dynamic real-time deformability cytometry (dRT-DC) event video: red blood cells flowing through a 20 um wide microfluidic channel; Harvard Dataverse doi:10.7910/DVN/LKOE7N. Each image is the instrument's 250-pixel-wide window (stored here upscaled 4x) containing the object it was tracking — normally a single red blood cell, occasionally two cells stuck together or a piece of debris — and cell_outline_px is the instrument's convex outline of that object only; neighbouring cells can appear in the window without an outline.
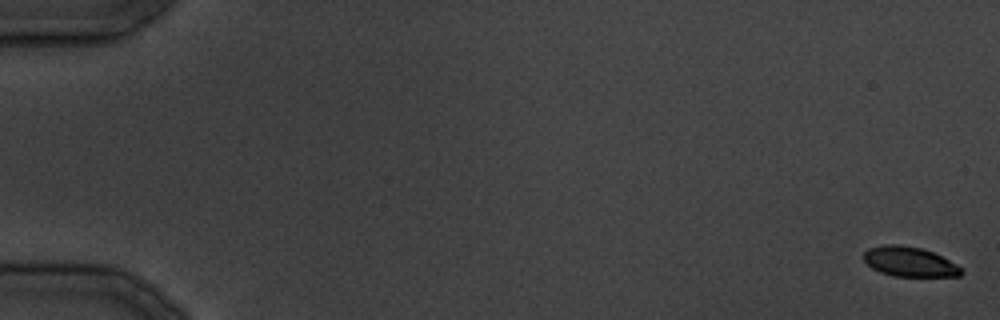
{"species": "common noctule bat (a hibernating species)", "species_latin": "Nyctalus noctula", "temperature_condition": "cold", "stored_images_in_passage": 36, "camera_frame_rate_fps": 3000, "um_per_image_px": 0.085, "animal": {"sex": "male", "body_mass_g": 19.5, "forearm_length_mm": 54.6}, "frame": {"image": 1, "passage_image": 1, "time_ms": 0.0, "image_size_px": [1000, 320], "cell_outline_px": [[964, 272], [960, 276], [892, 276], [880, 272], [872, 268], [864, 260], [864, 252], [868, 248], [880, 244], [900, 244], [920, 248], [932, 252], [948, 260], [960, 268]], "centroid_in_image_um": [77.25, 22.24], "position_along_channel_um": 7.7, "area_um2": 16.82}}
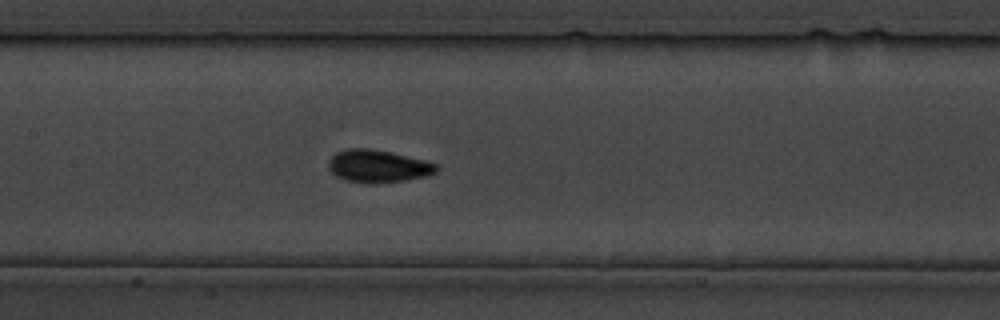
{"frame": {"image": 2, "passage_image": 18, "time_ms": 21.0, "image_size_px": [1000, 320], "cell_outline_px": [[440, 168], [436, 172], [424, 176], [404, 180], [344, 180], [336, 176], [328, 168], [328, 160], [336, 152], [348, 148], [372, 148], [392, 152], [424, 160], [436, 164]], "centroid_in_image_um": [32.11, 14.06], "position_along_channel_um": 175.3, "area_um2": 19.71}}
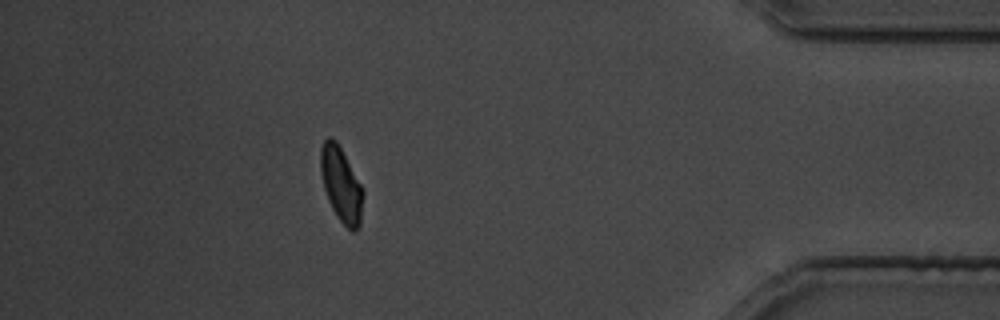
{"frame": {"image": 3, "passage_image": 32, "time_ms": 38.333, "image_size_px": [1000, 320], "cell_outline_px": [[364, 192], [360, 224], [352, 232], [336, 216], [328, 200], [324, 188], [320, 172], [320, 148], [324, 140], [328, 136], [332, 136], [336, 140], [364, 188]], "centroid_in_image_um": [28.99, 15.65], "position_along_channel_um": 406.2, "area_um2": 18.67}}